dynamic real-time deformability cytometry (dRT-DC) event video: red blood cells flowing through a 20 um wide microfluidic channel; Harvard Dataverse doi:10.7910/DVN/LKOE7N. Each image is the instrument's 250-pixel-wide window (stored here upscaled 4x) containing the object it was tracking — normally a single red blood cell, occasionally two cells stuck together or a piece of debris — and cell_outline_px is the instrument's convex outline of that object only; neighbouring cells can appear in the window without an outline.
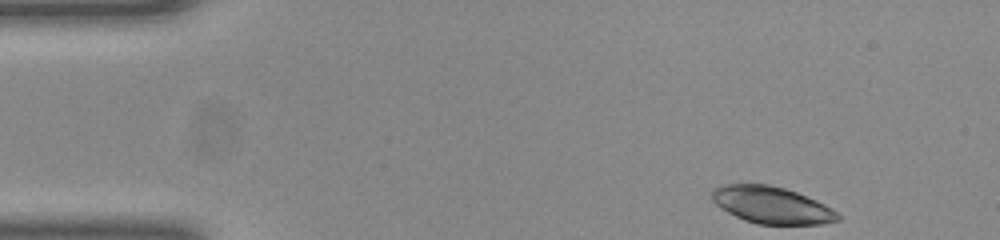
{"species": "common noctule bat (a hibernating species)", "species_latin": "Nyctalus noctula", "temperature_condition": "room temperature", "stored_images_in_passage": 46, "camera_frame_rate_fps": 3000, "um_per_image_px": 0.085, "animal": {"sex": "female", "body_mass_g": 23.0, "forearm_length_mm": 53.4}, "frame": {"image": 1, "passage_image": 1, "time_ms": 0.0, "image_size_px": [1000, 240], "cell_outline_px": [[840, 220], [820, 224], [756, 224], [744, 220], [728, 212], [716, 204], [712, 200], [712, 188], [728, 184], [768, 184], [784, 188], [796, 192], [816, 200], [832, 208], [840, 216]], "centroid_in_image_um": [65.59, 17.43], "position_along_channel_um": 19.4, "area_um2": 26.93}}
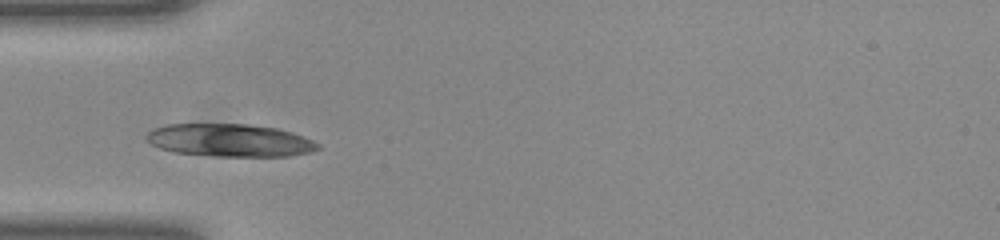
{"frame": {"image": 2, "passage_image": 11, "time_ms": 3.333, "image_size_px": [1000, 240], "cell_outline_px": [[320, 148], [308, 152], [288, 156], [216, 156], [172, 152], [160, 148], [144, 140], [144, 136], [152, 128], [164, 124], [248, 124], [276, 128], [292, 132], [312, 140], [320, 144]], "centroid_in_image_um": [19.47, 11.92], "position_along_channel_um": 65.5, "area_um2": 32.83}}
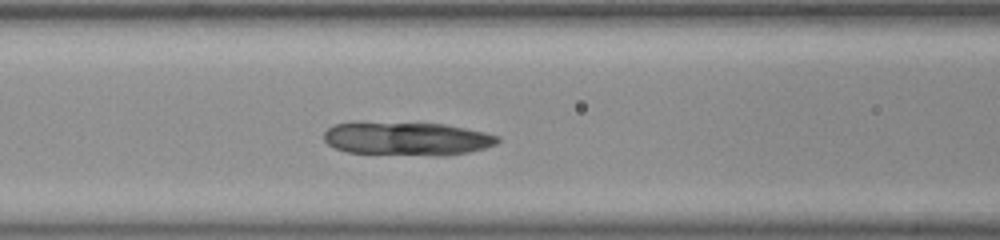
{"frame": {"image": 3, "passage_image": 16, "time_ms": 5.0, "image_size_px": [1000, 240], "cell_outline_px": [[500, 140], [496, 144], [484, 148], [468, 152], [348, 152], [336, 148], [328, 144], [324, 140], [324, 132], [332, 124], [444, 124], [484, 132], [500, 136]], "centroid_in_image_um": [34.59, 11.75], "position_along_channel_um": 132.0, "area_um2": 31.21}}